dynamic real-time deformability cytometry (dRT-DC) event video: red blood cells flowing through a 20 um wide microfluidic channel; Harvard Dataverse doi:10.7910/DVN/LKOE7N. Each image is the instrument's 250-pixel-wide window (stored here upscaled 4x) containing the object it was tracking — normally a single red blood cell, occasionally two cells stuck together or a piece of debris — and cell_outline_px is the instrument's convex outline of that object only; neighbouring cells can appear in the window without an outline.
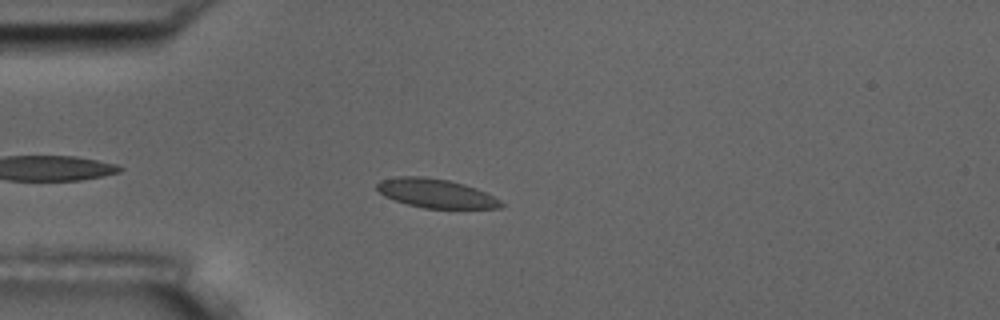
{"species": "common noctule bat (a hibernating species)", "species_latin": "Nyctalus noctula", "temperature_condition": "room temperature", "stored_images_in_passage": 4, "camera_frame_rate_fps": 3000, "um_per_image_px": 0.085, "animal": {"sex": "male", "body_mass_g": 17.5, "forearm_length_mm": 52.3}, "frame": {"image": 1, "passage_image": 4, "time_ms": 1.0, "image_size_px": [1000, 320], "cell_outline_px": [[504, 204], [500, 208], [424, 208], [408, 204], [384, 196], [376, 188], [376, 184], [380, 180], [396, 176], [428, 176], [448, 180], [464, 184], [476, 188], [500, 200]], "centroid_in_image_um": [37.02, 16.42], "position_along_channel_um": 48.0, "area_um2": 20.87}}